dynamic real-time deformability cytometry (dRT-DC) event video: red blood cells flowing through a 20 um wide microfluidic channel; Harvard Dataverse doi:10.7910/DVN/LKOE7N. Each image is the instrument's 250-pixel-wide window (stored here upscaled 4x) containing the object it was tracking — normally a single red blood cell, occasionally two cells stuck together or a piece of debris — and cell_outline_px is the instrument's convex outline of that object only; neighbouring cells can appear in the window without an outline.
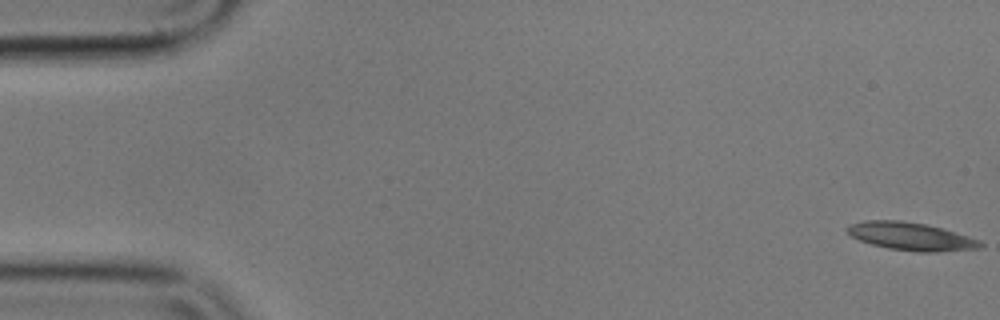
{"species": "common noctule bat (a hibernating species)", "species_latin": "Nyctalus noctula", "temperature_condition": "cold", "stored_images_in_passage": 16, "camera_frame_rate_fps": 3000, "um_per_image_px": 0.085, "animal": {"sex": "male", "body_mass_g": 17.9}, "frame": {"image": 1, "passage_image": 1, "time_ms": 0.0, "image_size_px": [1000, 320], "cell_outline_px": [[984, 244], [980, 248], [936, 252], [916, 252], [888, 248], [872, 244], [860, 240], [852, 236], [844, 228], [848, 224], [864, 220], [900, 220], [924, 224], [944, 228], [980, 240]], "centroid_in_image_um": [77.42, 20.08], "position_along_channel_um": 7.6, "area_um2": 21.73}}
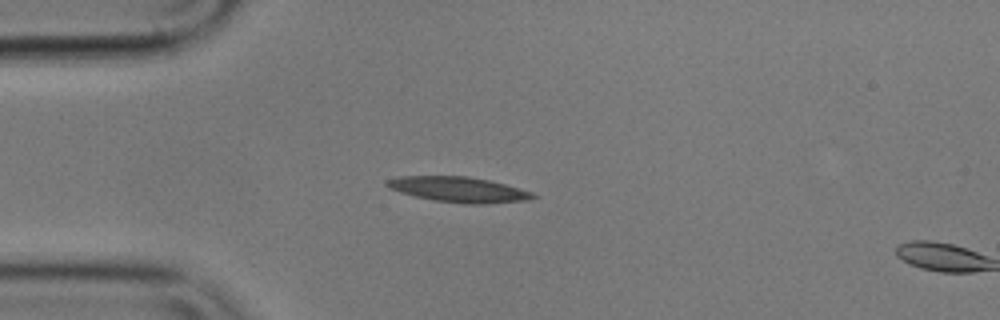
{"frame": {"image": 2, "passage_image": 14, "time_ms": 4.333, "image_size_px": [1000, 320], "cell_outline_px": [[536, 196], [528, 200], [488, 204], [464, 204], [436, 200], [416, 196], [400, 192], [384, 184], [384, 180], [400, 176], [468, 176], [488, 180], [504, 184], [532, 192]], "centroid_in_image_um": [38.98, 16.11], "position_along_channel_um": 46.0, "area_um2": 21.39}}